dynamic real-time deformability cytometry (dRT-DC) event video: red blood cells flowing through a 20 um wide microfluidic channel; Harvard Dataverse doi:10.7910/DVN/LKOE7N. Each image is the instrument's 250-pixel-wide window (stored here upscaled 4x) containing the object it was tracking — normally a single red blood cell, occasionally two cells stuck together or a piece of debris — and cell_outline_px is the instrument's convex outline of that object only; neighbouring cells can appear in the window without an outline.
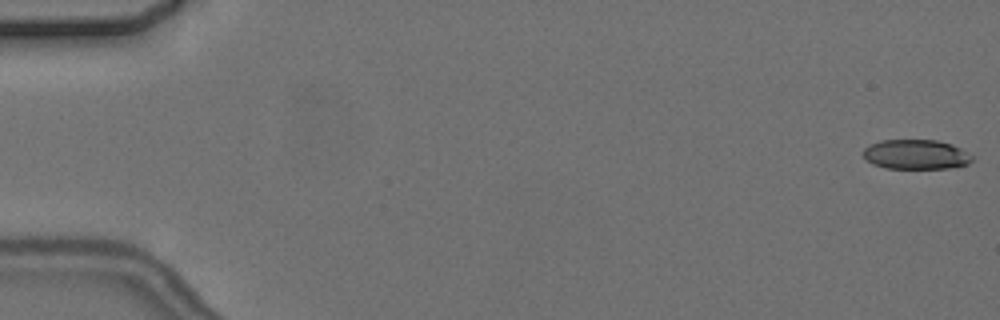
{"species": "common noctule bat (a hibernating species)", "species_latin": "Nyctalus noctula", "temperature_condition": "cold", "stored_images_in_passage": 3, "camera_frame_rate_fps": 3000, "um_per_image_px": 0.085, "animal": {"sex": "female", "body_mass_g": 24.6, "forearm_length_mm": 56.2}, "frame": {"image": 1, "passage_image": 1, "time_ms": 0.0, "image_size_px": [1000, 320], "cell_outline_px": [[972, 160], [968, 164], [948, 168], [888, 168], [872, 164], [860, 152], [868, 144], [880, 140], [936, 140], [952, 144], [960, 148], [972, 156]], "centroid_in_image_um": [77.81, 13.12], "position_along_channel_um": 7.2, "area_um2": 18.84}}